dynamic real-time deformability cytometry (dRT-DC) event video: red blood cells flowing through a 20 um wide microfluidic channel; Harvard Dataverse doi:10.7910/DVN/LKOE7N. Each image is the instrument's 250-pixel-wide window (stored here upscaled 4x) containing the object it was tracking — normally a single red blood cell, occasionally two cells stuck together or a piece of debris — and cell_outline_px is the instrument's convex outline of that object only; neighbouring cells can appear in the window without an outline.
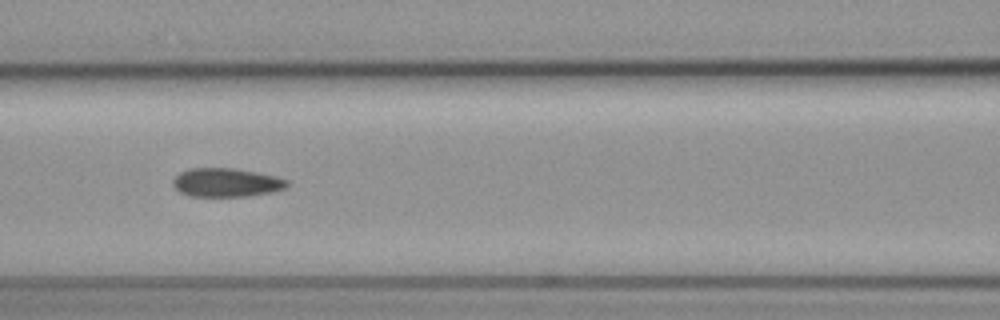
{"species": "common noctule bat (a hibernating species)", "species_latin": "Nyctalus noctula", "temperature_condition": "cold", "stored_images_in_passage": 40, "camera_frame_rate_fps": 3000, "um_per_image_px": 0.085, "animal": {"sex": "female", "body_mass_g": 19.3, "forearm_length_mm": 54.1}, "frame": {"image": 1, "passage_image": 12, "time_ms": 3.667, "image_size_px": [1000, 320], "cell_outline_px": [[288, 184], [284, 188], [272, 192], [248, 196], [188, 196], [180, 192], [172, 184], [172, 180], [180, 172], [188, 168], [232, 168], [256, 172], [288, 180]], "centroid_in_image_um": [19.19, 15.51], "position_along_channel_um": 147.4, "area_um2": 18.96}}
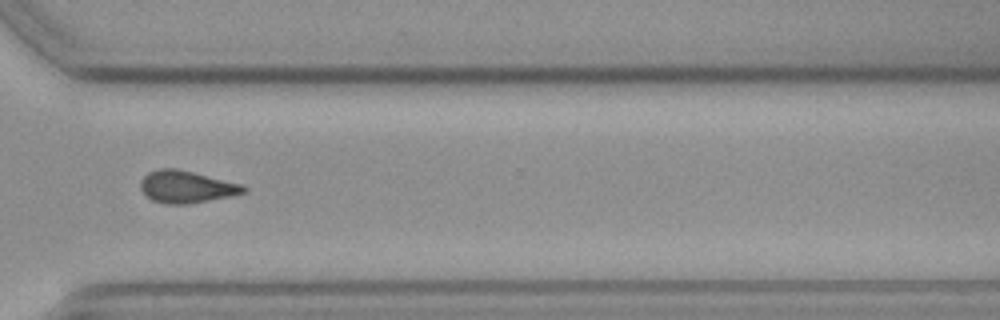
{"frame": {"image": 2, "passage_image": 29, "time_ms": 9.333, "image_size_px": [1000, 320], "cell_outline_px": [[248, 192], [188, 204], [168, 204], [152, 200], [140, 188], [140, 180], [148, 172], [160, 168], [176, 168], [244, 184], [248, 188]], "centroid_in_image_um": [15.87, 15.87], "position_along_channel_um": 354.7, "area_um2": 19.31}}